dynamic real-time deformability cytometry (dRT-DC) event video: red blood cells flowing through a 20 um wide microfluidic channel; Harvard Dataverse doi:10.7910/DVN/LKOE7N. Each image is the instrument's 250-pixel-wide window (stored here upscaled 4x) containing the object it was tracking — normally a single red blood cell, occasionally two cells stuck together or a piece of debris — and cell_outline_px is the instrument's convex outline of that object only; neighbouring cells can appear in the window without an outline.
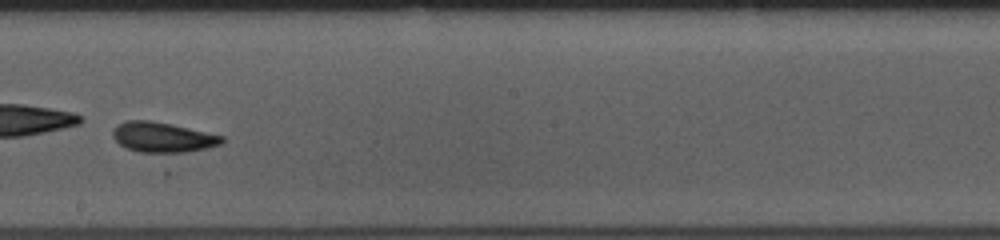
{"species": "common noctule bat (a hibernating species)", "species_latin": "Nyctalus noctula", "temperature_condition": "room temperature", "stored_images_in_passage": 52, "camera_frame_rate_fps": 3000, "um_per_image_px": 0.085, "animal": {"sex": "female", "body_mass_g": 10.0, "forearm_length_mm": 53.1}, "frame": {"image": 1, "passage_image": 30, "time_ms": 9.667, "image_size_px": [1000, 240], "cell_outline_px": [[224, 144], [168, 156], [164, 156], [140, 152], [124, 148], [112, 136], [112, 128], [116, 124], [124, 120], [152, 120], [172, 124], [224, 136]], "centroid_in_image_um": [13.8, 11.7], "position_along_channel_um": 234.4, "area_um2": 20.11}, "authors_computed_cell_mechanics": {"area_um2": 19.3052, "velocity_mm_per_s": 3.8251, "shape_relaxation_time_tau1_ms": 2.4592, "shape_relaxation_time_tau2_ms": 3.3461, "deformation_change_tau1": 0.2222, "deformation_change_tau2": 0.1022}}